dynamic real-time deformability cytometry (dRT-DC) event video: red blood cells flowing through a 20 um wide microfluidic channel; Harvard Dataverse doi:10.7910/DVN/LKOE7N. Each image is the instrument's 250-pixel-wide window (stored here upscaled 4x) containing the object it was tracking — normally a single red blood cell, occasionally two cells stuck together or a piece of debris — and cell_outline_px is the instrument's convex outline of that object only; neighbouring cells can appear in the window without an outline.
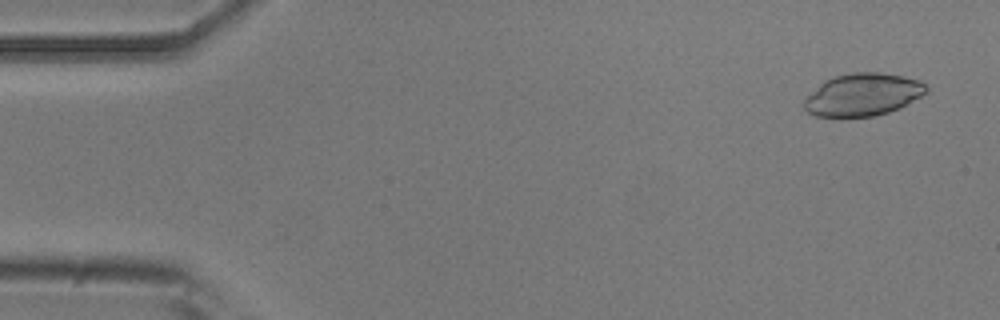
{"species": "common noctule bat (a hibernating species)", "species_latin": "Nyctalus noctula", "temperature_condition": "room temperature", "stored_images_in_passage": 4, "camera_frame_rate_fps": 3000, "um_per_image_px": 0.085, "animal": {"sex": "male", "body_mass_g": 20.5, "forearm_length_mm": 52.5}, "frame": {"image": 1, "passage_image": 1, "time_ms": 0.0, "image_size_px": [1000, 320], "cell_outline_px": [[928, 88], [920, 96], [900, 108], [888, 112], [872, 116], [816, 116], [808, 112], [804, 108], [804, 100], [824, 80], [836, 76], [852, 72], [880, 72], [904, 76], [920, 80]], "centroid_in_image_um": [73.34, 8.03], "position_along_channel_um": 11.7, "area_um2": 29.88}}